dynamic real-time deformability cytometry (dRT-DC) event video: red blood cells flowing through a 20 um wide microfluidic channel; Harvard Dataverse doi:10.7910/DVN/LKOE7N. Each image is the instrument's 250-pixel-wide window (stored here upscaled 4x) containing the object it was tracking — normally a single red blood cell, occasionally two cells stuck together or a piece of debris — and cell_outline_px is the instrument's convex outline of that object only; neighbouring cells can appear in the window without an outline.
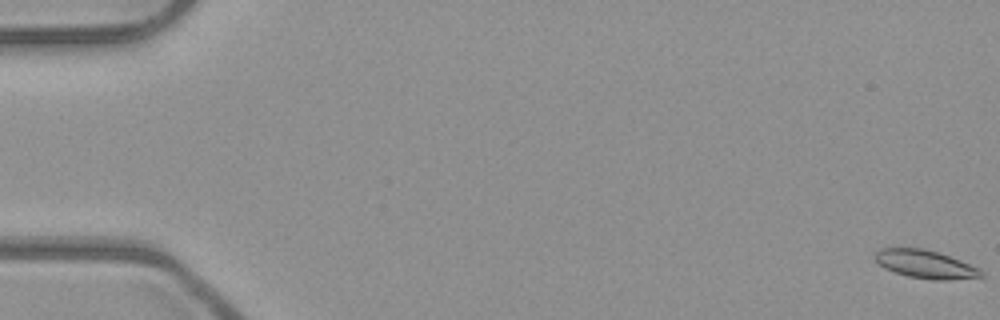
{"species": "common noctule bat (a hibernating species)", "species_latin": "Nyctalus noctula", "temperature_condition": "room temperature", "stored_images_in_passage": 13, "camera_frame_rate_fps": 3000, "um_per_image_px": 0.085, "animal": {"sex": "male", "body_mass_g": 23.1, "forearm_length_mm": 52.7}, "frame": {"image": 1, "passage_image": 1, "time_ms": 0.0, "image_size_px": [1000, 320], "cell_outline_px": [[984, 276], [952, 280], [932, 280], [908, 276], [884, 268], [876, 260], [876, 252], [880, 248], [924, 248], [940, 252], [980, 268], [984, 272]], "centroid_in_image_um": [78.71, 22.46], "position_along_channel_um": 6.3, "area_um2": 17.46}}